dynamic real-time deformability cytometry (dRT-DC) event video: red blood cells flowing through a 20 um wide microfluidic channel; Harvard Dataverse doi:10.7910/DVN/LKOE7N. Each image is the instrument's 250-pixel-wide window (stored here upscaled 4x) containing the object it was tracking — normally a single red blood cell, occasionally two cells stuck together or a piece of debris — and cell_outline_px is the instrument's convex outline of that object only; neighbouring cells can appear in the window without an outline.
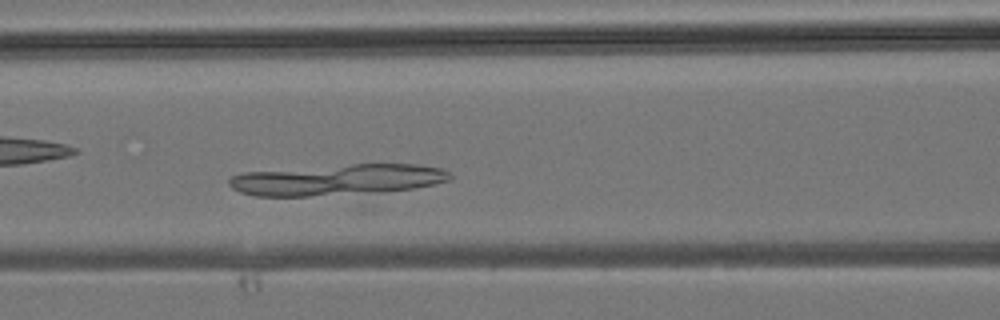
{"species": "common noctule bat (a hibernating species)", "species_latin": "Nyctalus noctula", "temperature_condition": "room temperature", "stored_images_in_passage": 36, "camera_frame_rate_fps": 3000, "um_per_image_px": 0.085, "animal": {"sex": "male", "body_mass_g": 19.2, "forearm_length_mm": 51.8}, "frame": {"image": 1, "passage_image": 17, "time_ms": 5.333, "image_size_px": [1000, 320], "cell_outline_px": [[452, 180], [436, 184], [412, 188], [384, 192], [308, 196], [256, 196], [240, 192], [232, 188], [228, 184], [228, 180], [232, 176], [244, 172], [352, 164], [416, 164], [440, 168], [448, 172], [452, 176]], "centroid_in_image_um": [28.69, 15.28], "position_along_channel_um": 137.9, "area_um2": 39.88}}
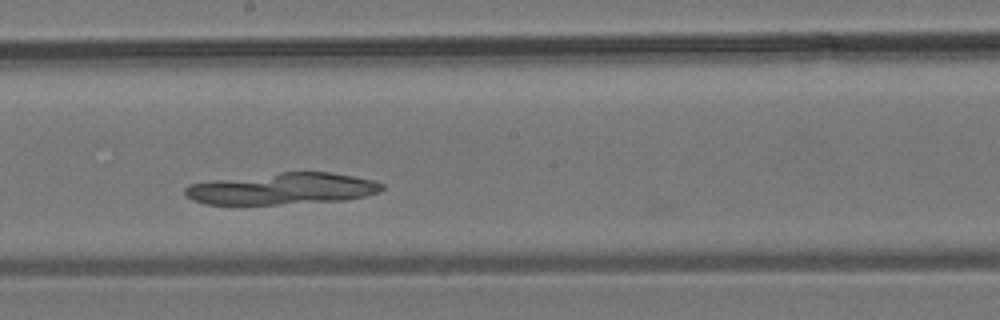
{"frame": {"image": 2, "passage_image": 22, "time_ms": 7.0, "image_size_px": [1000, 320], "cell_outline_px": [[384, 188], [380, 192], [364, 196], [344, 200], [280, 204], [204, 204], [192, 200], [184, 192], [184, 188], [188, 184], [208, 180], [280, 172], [332, 172], [372, 180], [384, 184]], "centroid_in_image_um": [23.97, 16.03], "position_along_channel_um": 224.2, "area_um2": 36.3}}
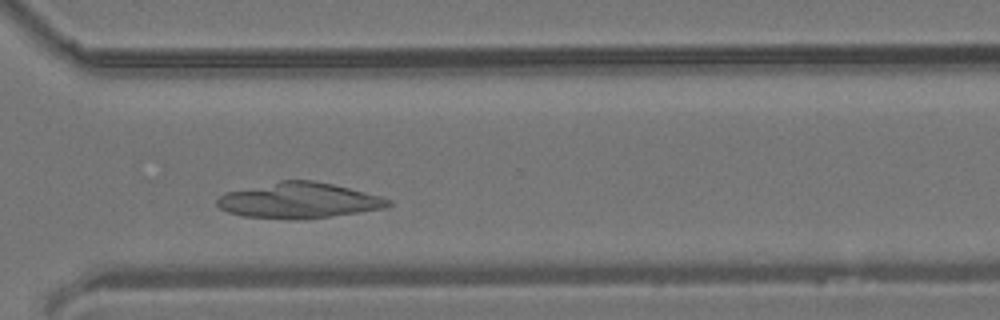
{"frame": {"image": 3, "passage_image": 29, "time_ms": 9.333, "image_size_px": [1000, 320], "cell_outline_px": [[392, 204], [384, 208], [332, 216], [296, 220], [284, 220], [244, 216], [228, 212], [220, 208], [216, 204], [216, 200], [224, 192], [280, 180], [312, 180], [332, 184], [380, 196], [392, 200]], "centroid_in_image_um": [25.36, 17.04], "position_along_channel_um": 345.2, "area_um2": 35.6}}